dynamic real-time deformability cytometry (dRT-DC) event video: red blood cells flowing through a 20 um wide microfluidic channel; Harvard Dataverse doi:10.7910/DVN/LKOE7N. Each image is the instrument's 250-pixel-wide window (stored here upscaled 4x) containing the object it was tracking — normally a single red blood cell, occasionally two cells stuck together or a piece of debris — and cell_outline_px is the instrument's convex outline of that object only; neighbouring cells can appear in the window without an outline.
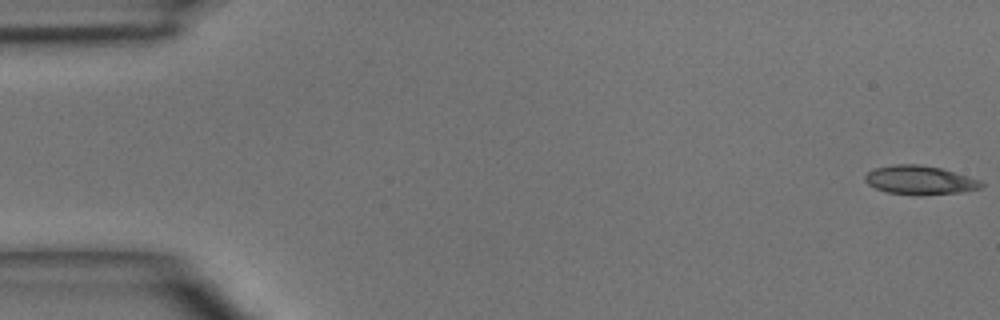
{"species": "common noctule bat (a hibernating species)", "species_latin": "Nyctalus noctula", "temperature_condition": "room temperature", "stored_images_in_passage": 4, "camera_frame_rate_fps": 3000, "um_per_image_px": 0.085, "animal": {"sex": "male", "body_mass_g": 15.6}, "frame": {"image": 1, "passage_image": 1, "time_ms": 0.0, "image_size_px": [1000, 320], "cell_outline_px": [[984, 184], [980, 188], [960, 192], [888, 192], [876, 188], [868, 184], [864, 180], [864, 176], [868, 172], [876, 168], [896, 164], [916, 164], [940, 168], [980, 180]], "centroid_in_image_um": [78.15, 15.26], "position_along_channel_um": 6.8, "area_um2": 18.32}}
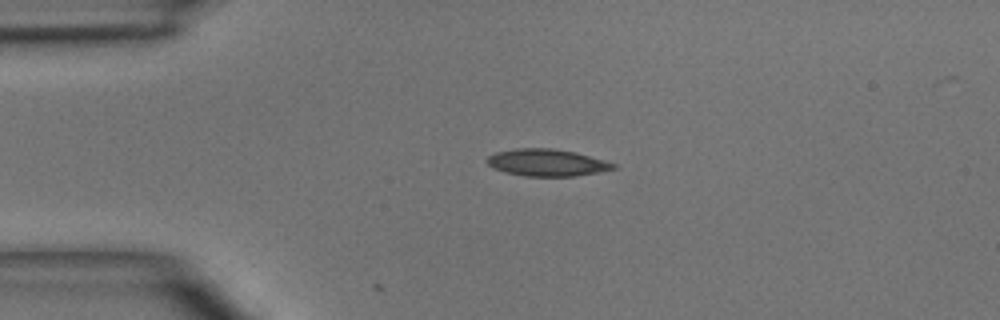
{"frame": {"image": 2, "passage_image": 3, "time_ms": 3.333, "image_size_px": [1000, 320], "cell_outline_px": [[616, 168], [576, 176], [524, 176], [504, 172], [492, 168], [488, 164], [488, 156], [496, 152], [516, 148], [552, 148], [576, 152], [604, 160], [616, 164]], "centroid_in_image_um": [46.46, 13.82], "position_along_channel_um": 38.5, "area_um2": 19.83}}